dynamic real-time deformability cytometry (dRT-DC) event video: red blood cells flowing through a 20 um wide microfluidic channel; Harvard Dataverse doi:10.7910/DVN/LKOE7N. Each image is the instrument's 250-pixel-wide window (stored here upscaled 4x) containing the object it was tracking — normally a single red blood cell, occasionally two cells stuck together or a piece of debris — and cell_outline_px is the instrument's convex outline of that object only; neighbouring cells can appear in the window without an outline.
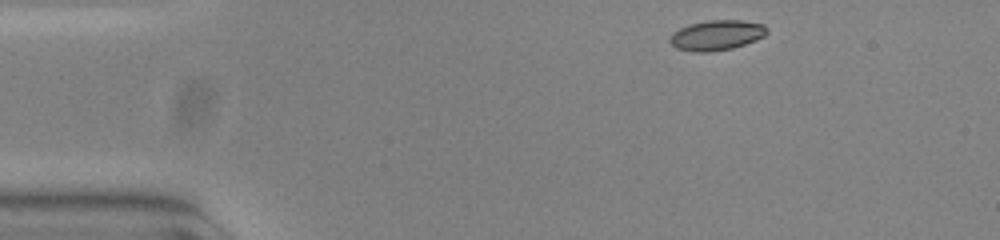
{"species": "common noctule bat (a hibernating species)", "species_latin": "Nyctalus noctula", "temperature_condition": "warm", "stored_images_in_passage": 35, "camera_frame_rate_fps": 3000, "um_per_image_px": 0.085, "animal": {"sex": "female", "body_mass_g": 23.0, "forearm_length_mm": 53.4}, "frame": {"image": 1, "passage_image": 1, "time_ms": 0.0, "image_size_px": [1000, 240], "cell_outline_px": [[768, 32], [764, 36], [756, 40], [732, 48], [708, 52], [692, 52], [676, 48], [668, 40], [672, 32], [680, 28], [692, 24], [708, 20], [740, 20], [764, 24], [768, 28]], "centroid_in_image_um": [60.91, 2.99], "position_along_channel_um": 24.1, "area_um2": 17.05}}
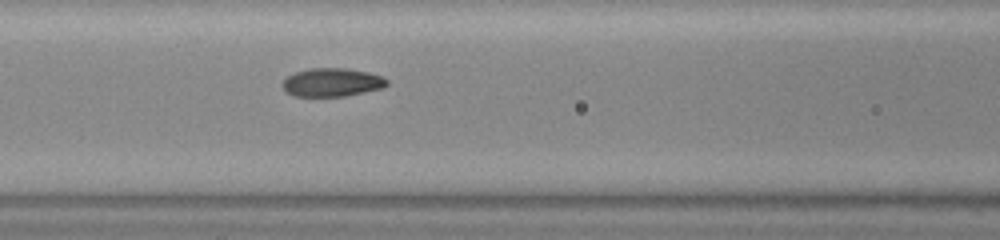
{"frame": {"image": 2, "passage_image": 16, "time_ms": 5.0, "image_size_px": [1000, 240], "cell_outline_px": [[388, 84], [384, 88], [344, 96], [292, 96], [280, 84], [288, 76], [296, 72], [312, 68], [344, 68], [368, 72], [384, 76], [388, 80]], "centroid_in_image_um": [28.25, 7.0], "position_along_channel_um": 138.3, "area_um2": 17.28}}
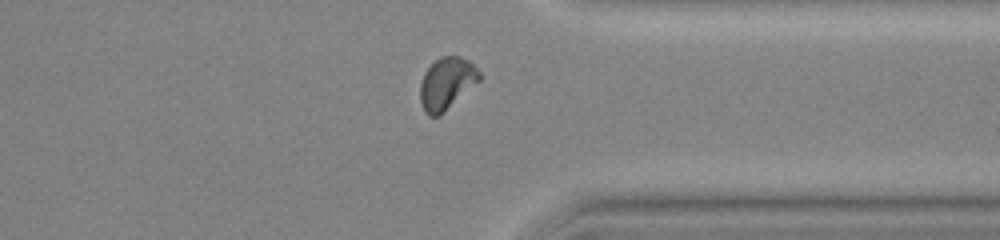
{"frame": {"image": 3, "passage_image": 35, "time_ms": 11.333, "image_size_px": [1000, 240], "cell_outline_px": [[480, 80], [440, 116], [428, 116], [424, 112], [420, 100], [420, 84], [424, 72], [440, 56], [460, 56], [468, 60], [480, 72]], "centroid_in_image_um": [37.95, 7.11], "position_along_channel_um": 373.5, "area_um2": 17.92}, "authors_computed_cell_mechanics": {"area_um2": 17.34, "velocity_mm_per_s": 3.7747, "shape_relaxation_time_tau1_ms": 5.7408, "shape_relaxation_time_tau2_ms": 1.2343, "deformation_change_tau1": 0.1559, "deformation_change_tau2": 0.0542}}